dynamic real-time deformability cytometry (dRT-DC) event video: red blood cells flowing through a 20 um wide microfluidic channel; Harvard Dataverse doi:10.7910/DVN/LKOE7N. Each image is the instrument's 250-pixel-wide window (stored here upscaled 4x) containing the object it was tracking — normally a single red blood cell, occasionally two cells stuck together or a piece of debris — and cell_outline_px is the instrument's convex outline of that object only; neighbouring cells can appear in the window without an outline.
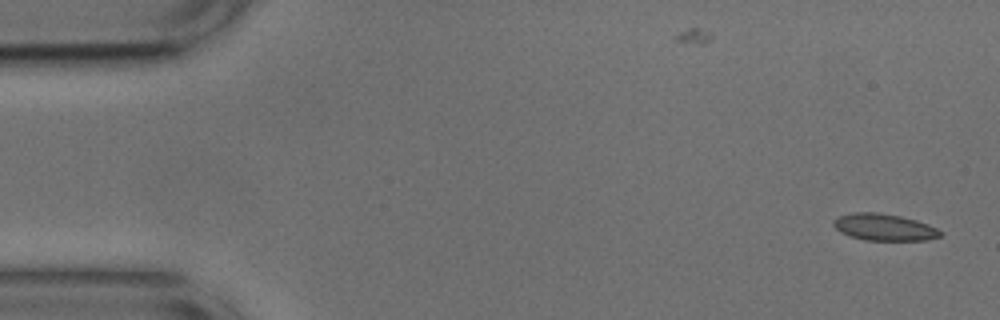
{"species": "common noctule bat (a hibernating species)", "species_latin": "Nyctalus noctula", "temperature_condition": "cold", "stored_images_in_passage": 52, "camera_frame_rate_fps": 3000, "um_per_image_px": 0.085, "animal": {"sex": "male", "body_mass_g": 17.9, "forearm_length_mm": 54.2}, "frame": {"image": 1, "passage_image": 1, "time_ms": 0.0, "image_size_px": [1000, 320], "cell_outline_px": [[944, 232], [940, 236], [928, 240], [864, 240], [840, 232], [832, 224], [832, 220], [836, 216], [852, 212], [876, 212], [900, 216], [916, 220], [928, 224]], "centroid_in_image_um": [75.13, 19.3], "position_along_channel_um": 9.9, "area_um2": 16.76}}
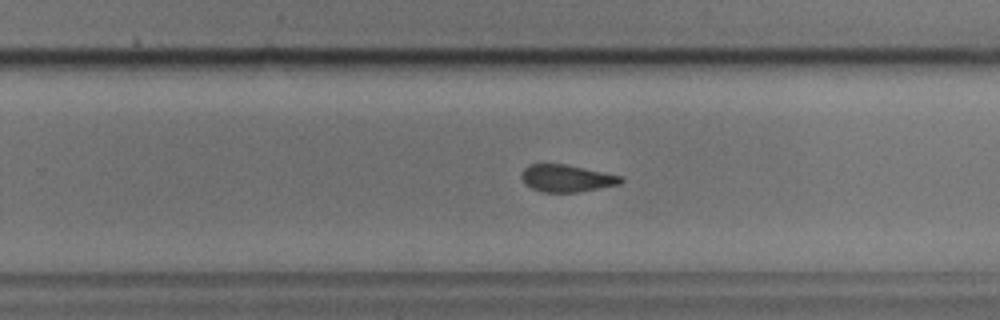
{"frame": {"image": 2, "passage_image": 32, "time_ms": 10.333, "image_size_px": [1000, 320], "cell_outline_px": [[624, 180], [620, 184], [580, 192], [544, 192], [532, 188], [520, 176], [524, 168], [528, 164], [564, 164], [624, 176]], "centroid_in_image_um": [48.21, 15.15], "position_along_channel_um": 281.6, "area_um2": 15.66}}
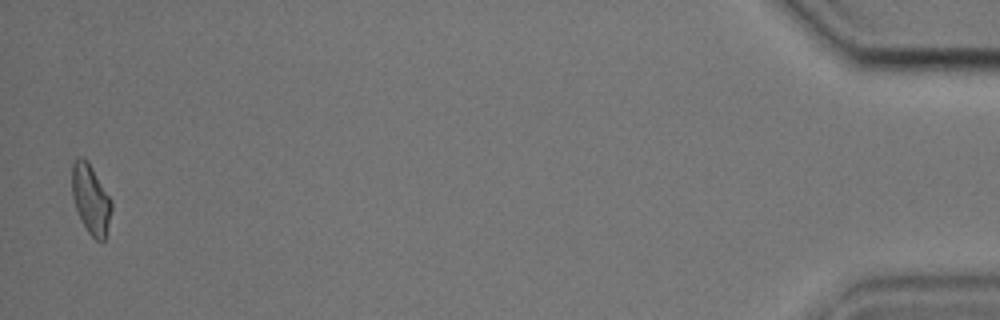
{"frame": {"image": 3, "passage_image": 51, "time_ms": 16.667, "image_size_px": [1000, 320], "cell_outline_px": [[112, 208], [104, 240], [96, 240], [88, 232], [80, 220], [72, 196], [72, 164], [76, 156], [84, 156], [88, 160], [112, 200]], "centroid_in_image_um": [7.7, 16.87], "position_along_channel_um": 427.5, "area_um2": 16.13}, "authors_computed_cell_mechanics": {"area_um2": 16.4152, "velocity_mm_per_s": 3.7629, "shape_relaxation_time_tau1_ms": null, "shape_relaxation_time_tau2_ms": 3.7643, "deformation_change_tau1": null, "deformation_change_tau2": 0.1023}}